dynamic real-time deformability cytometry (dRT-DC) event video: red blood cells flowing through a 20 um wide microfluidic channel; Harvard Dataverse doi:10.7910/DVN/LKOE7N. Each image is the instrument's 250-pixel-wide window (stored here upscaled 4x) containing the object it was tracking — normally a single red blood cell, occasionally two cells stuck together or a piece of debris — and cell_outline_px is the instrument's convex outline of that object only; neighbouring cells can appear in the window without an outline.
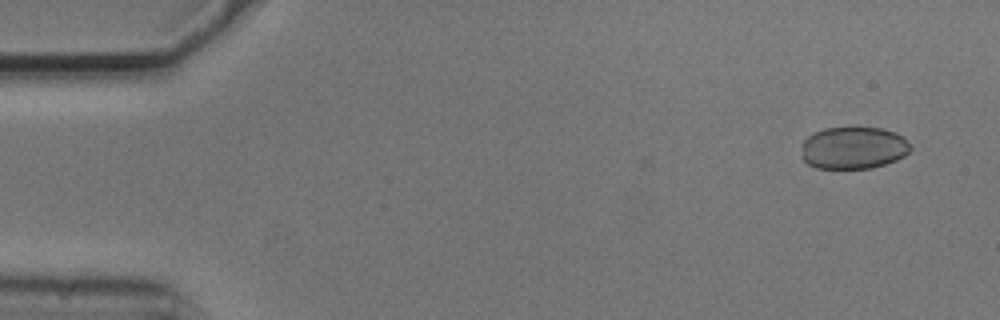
{"species": "common noctule bat (a hibernating species)", "species_latin": "Nyctalus noctula", "temperature_condition": "cold", "stored_images_in_passage": 52, "camera_frame_rate_fps": 3000, "um_per_image_px": 0.085, "animal": {"sex": "male", "body_mass_g": 20.5, "forearm_length_mm": 52.5}, "frame": {"image": 1, "passage_image": 1, "time_ms": 0.0, "image_size_px": [1000, 320], "cell_outline_px": [[912, 148], [904, 156], [896, 160], [872, 168], [816, 168], [808, 164], [800, 156], [804, 140], [808, 136], [824, 128], [880, 128], [896, 132], [912, 144]], "centroid_in_image_um": [72.55, 12.57], "position_along_channel_um": 12.4, "area_um2": 26.88}}
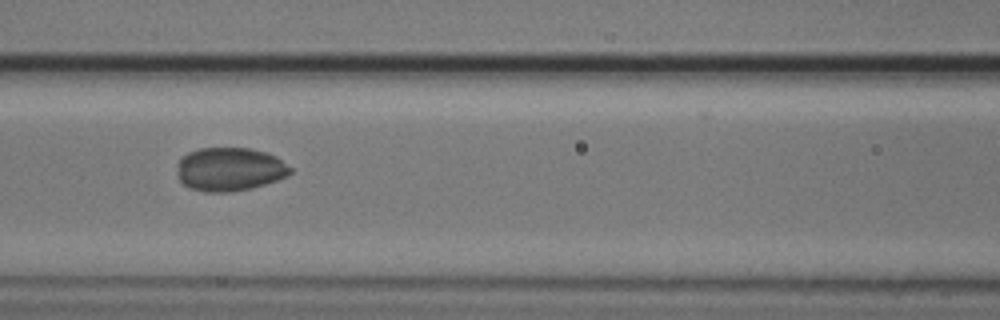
{"frame": {"image": 2, "passage_image": 21, "time_ms": 6.667, "image_size_px": [1000, 320], "cell_outline_px": [[292, 172], [288, 176], [252, 188], [228, 192], [204, 192], [192, 188], [184, 184], [180, 180], [176, 164], [188, 152], [200, 148], [248, 148], [268, 152], [276, 156], [292, 168]], "centroid_in_image_um": [19.55, 14.38], "position_along_channel_um": 147.1, "area_um2": 28.73}}
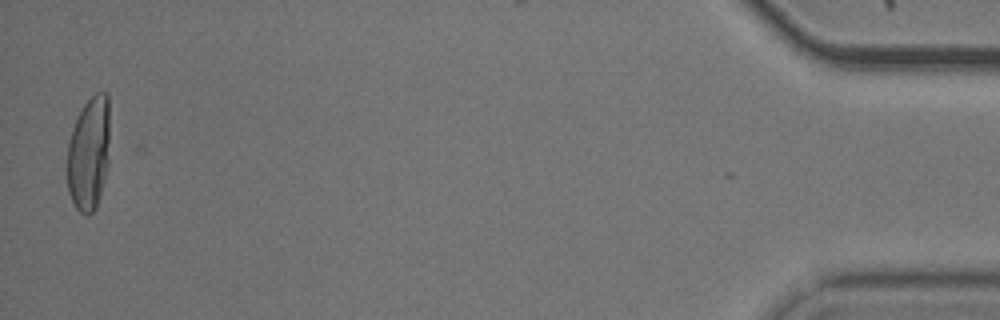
{"frame": {"image": 3, "passage_image": 51, "time_ms": 16.667, "image_size_px": [1000, 320], "cell_outline_px": [[108, 164], [96, 208], [88, 216], [84, 216], [76, 208], [68, 192], [64, 168], [68, 140], [72, 128], [84, 104], [96, 92], [104, 92], [108, 96]], "centroid_in_image_um": [7.49, 13.1], "position_along_channel_um": 427.7, "area_um2": 28.73}, "authors_computed_cell_mechanics": {"area_um2": 27.9752, "velocity_mm_per_s": 3.7256, "shape_relaxation_time_tau1_ms": 3.1514, "shape_relaxation_time_tau2_ms": null, "deformation_change_tau1": 0.0766, "deformation_change_tau2": null}}